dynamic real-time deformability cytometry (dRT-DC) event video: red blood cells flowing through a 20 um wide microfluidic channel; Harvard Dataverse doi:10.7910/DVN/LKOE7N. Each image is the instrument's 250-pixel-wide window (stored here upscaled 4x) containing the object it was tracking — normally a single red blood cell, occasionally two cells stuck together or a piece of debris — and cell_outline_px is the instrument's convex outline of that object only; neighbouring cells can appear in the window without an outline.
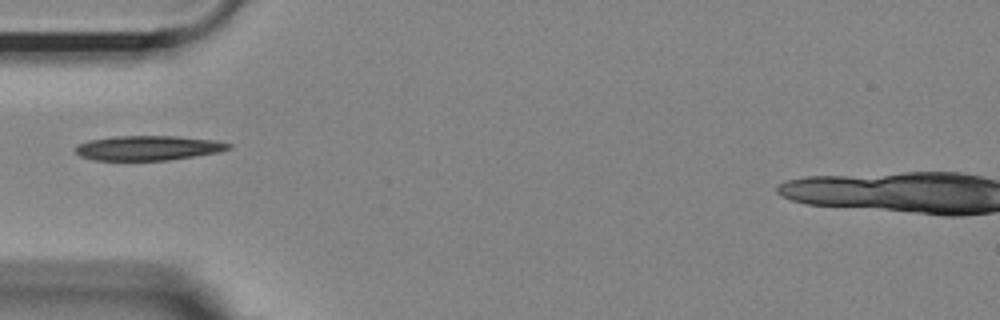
{"species": "Egyptian fruit bat (a non-hibernating species)", "species_latin": "Rousettus aegyptiacus", "temperature_condition": "room temperature", "stored_images_in_passage": 38, "camera_frame_rate_fps": 3000, "um_per_image_px": 0.085, "animal": {"sex": "female"}, "frame": {"image": 1, "passage_image": 1, "time_ms": 0.0, "image_size_px": [1000, 320], "cell_outline_px": [[232, 148], [220, 152], [168, 160], [96, 160], [80, 156], [76, 152], [76, 144], [88, 140], [116, 136], [176, 136], [216, 140], [232, 144]], "centroid_in_image_um": [12.62, 12.57], "position_along_channel_um": 72.4, "area_um2": 22.08}}
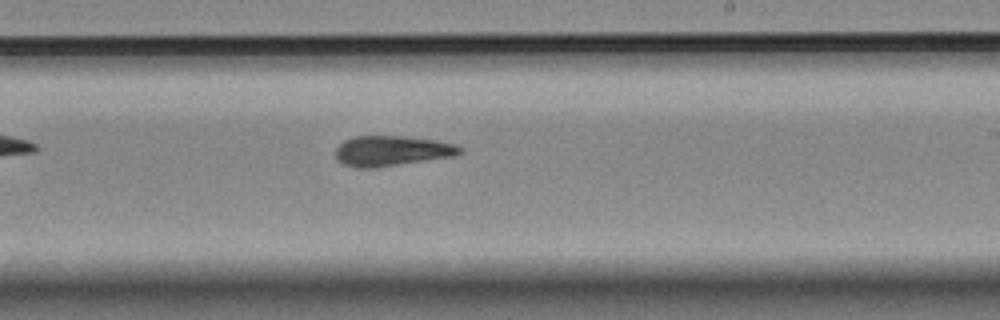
{"frame": {"image": 2, "passage_image": 16, "time_ms": 5.0, "image_size_px": [1000, 320], "cell_outline_px": [[460, 152], [456, 156], [376, 168], [356, 168], [344, 164], [336, 160], [336, 148], [344, 140], [352, 136], [400, 136], [436, 140], [456, 144], [460, 148]], "centroid_in_image_um": [33.27, 12.83], "position_along_channel_um": 255.7, "area_um2": 22.02}}
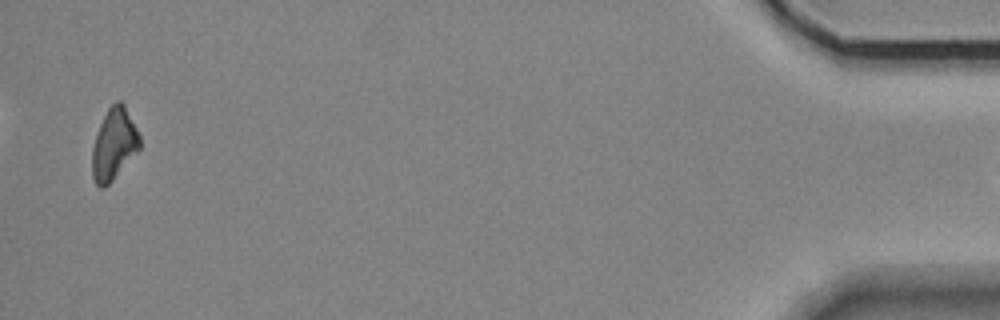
{"frame": {"image": 3, "passage_image": 37, "time_ms": 12.0, "image_size_px": [1000, 320], "cell_outline_px": [[140, 148], [112, 180], [104, 188], [100, 188], [96, 184], [92, 176], [92, 148], [100, 124], [108, 108], [116, 100], [120, 100], [124, 104], [140, 136]], "centroid_in_image_um": [9.67, 12.25], "position_along_channel_um": 425.5, "area_um2": 19.54}}